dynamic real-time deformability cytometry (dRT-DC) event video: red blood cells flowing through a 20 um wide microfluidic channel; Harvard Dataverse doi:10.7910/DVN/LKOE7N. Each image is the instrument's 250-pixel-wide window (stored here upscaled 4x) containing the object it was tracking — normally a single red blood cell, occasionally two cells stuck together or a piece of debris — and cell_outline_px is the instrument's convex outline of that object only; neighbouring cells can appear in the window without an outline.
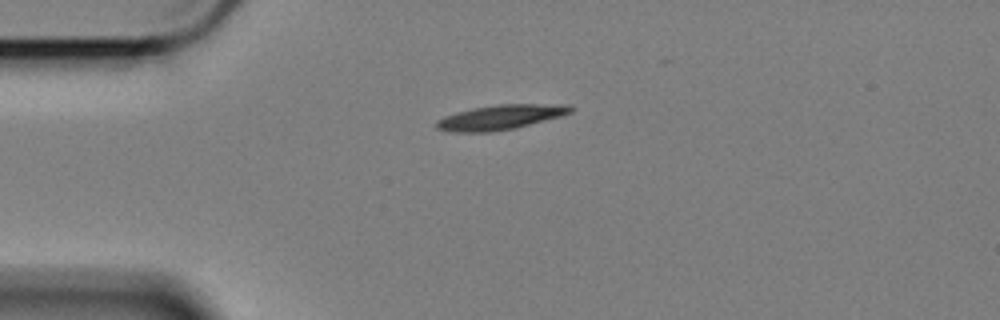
{"species": "Egyptian fruit bat (a non-hibernating species)", "species_latin": "Rousettus aegyptiacus", "temperature_condition": "cold", "stored_images_in_passage": 39, "camera_frame_rate_fps": 3000, "um_per_image_px": 0.085, "animal": {"sex": "female"}, "frame": {"image": 1, "passage_image": 1, "time_ms": 0.0, "image_size_px": [1000, 320], "cell_outline_px": [[576, 108], [572, 112], [560, 116], [512, 128], [488, 132], [456, 132], [436, 128], [436, 120], [444, 116], [456, 112], [472, 108], [496, 104], [568, 104]], "centroid_in_image_um": [42.54, 9.94], "position_along_channel_um": 42.5, "area_um2": 19.19}}
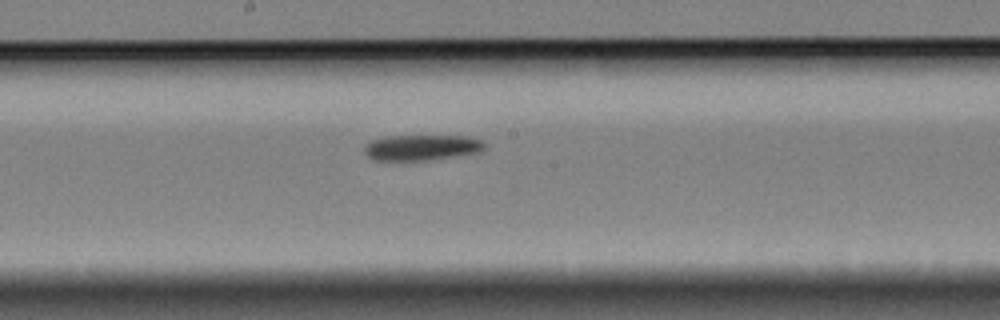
{"frame": {"image": 2, "passage_image": 18, "time_ms": 5.667, "image_size_px": [1000, 320], "cell_outline_px": [[484, 148], [480, 152], [432, 160], [372, 160], [364, 152], [364, 148], [372, 140], [384, 136], [464, 136], [480, 140], [484, 144]], "centroid_in_image_um": [35.82, 12.54], "position_along_channel_um": 212.4, "area_um2": 17.86}}
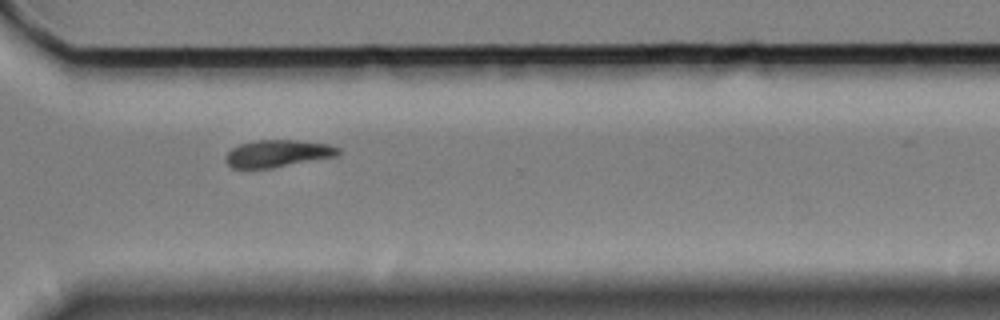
{"frame": {"image": 3, "passage_image": 30, "time_ms": 9.667, "image_size_px": [1000, 320], "cell_outline_px": [[340, 152], [336, 156], [272, 168], [232, 168], [224, 160], [224, 156], [232, 148], [240, 144], [256, 140], [296, 140], [328, 144], [340, 148]], "centroid_in_image_um": [23.58, 13.04], "position_along_channel_um": 347.0, "area_um2": 17.8}, "authors_computed_cell_mechanics": {"area_um2": 18.2648, "velocity_mm_per_s": 3.3779, "shape_relaxation_time_tau1_ms": 3.6332, "shape_relaxation_time_tau2_ms": null, "deformation_change_tau1": 0.1531, "deformation_change_tau2": null}}